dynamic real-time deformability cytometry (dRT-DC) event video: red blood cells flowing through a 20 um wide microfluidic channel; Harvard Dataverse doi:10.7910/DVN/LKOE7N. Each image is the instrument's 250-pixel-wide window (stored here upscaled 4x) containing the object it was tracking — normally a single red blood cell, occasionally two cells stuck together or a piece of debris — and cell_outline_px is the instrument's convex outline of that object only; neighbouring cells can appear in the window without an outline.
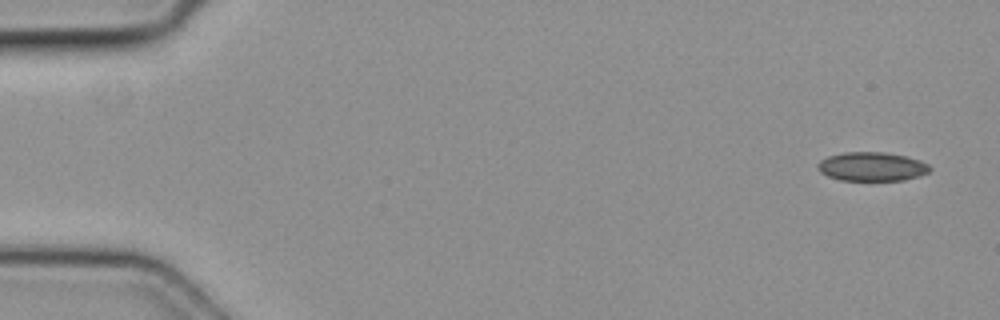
{"species": "common noctule bat (a hibernating species)", "species_latin": "Nyctalus noctula", "temperature_condition": "cold", "stored_images_in_passage": 6, "camera_frame_rate_fps": 3000, "um_per_image_px": 0.085, "animal": {"sex": "female", "body_mass_g": 19.3, "forearm_length_mm": 54.1}, "frame": {"image": 1, "passage_image": 1, "time_ms": 0.0, "image_size_px": [1000, 320], "cell_outline_px": [[932, 168], [928, 172], [904, 180], [840, 180], [828, 176], [820, 172], [816, 168], [816, 164], [820, 160], [828, 156], [844, 152], [884, 152], [904, 156], [920, 160], [928, 164]], "centroid_in_image_um": [74.07, 14.15], "position_along_channel_um": 10.9, "area_um2": 18.84}}
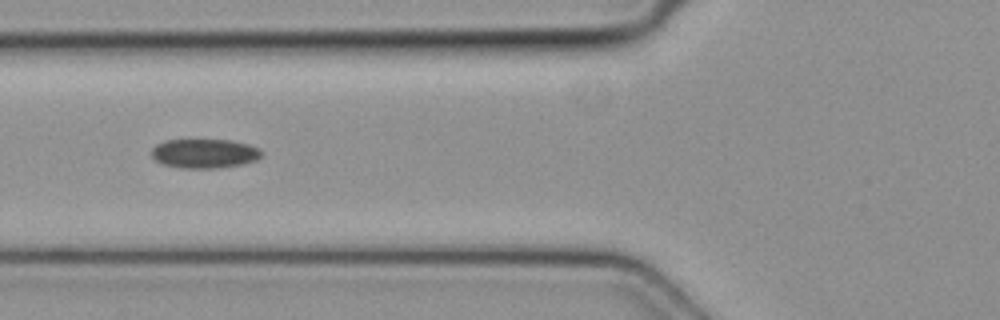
{"frame": {"image": 2, "passage_image": 6, "time_ms": 1.667, "image_size_px": [1000, 320], "cell_outline_px": [[264, 152], [256, 160], [244, 164], [220, 168], [180, 168], [160, 164], [152, 156], [152, 148], [156, 144], [164, 140], [232, 140], [248, 144], [260, 148]], "centroid_in_image_um": [17.39, 13.05], "position_along_channel_um": 108.4, "area_um2": 19.02}}